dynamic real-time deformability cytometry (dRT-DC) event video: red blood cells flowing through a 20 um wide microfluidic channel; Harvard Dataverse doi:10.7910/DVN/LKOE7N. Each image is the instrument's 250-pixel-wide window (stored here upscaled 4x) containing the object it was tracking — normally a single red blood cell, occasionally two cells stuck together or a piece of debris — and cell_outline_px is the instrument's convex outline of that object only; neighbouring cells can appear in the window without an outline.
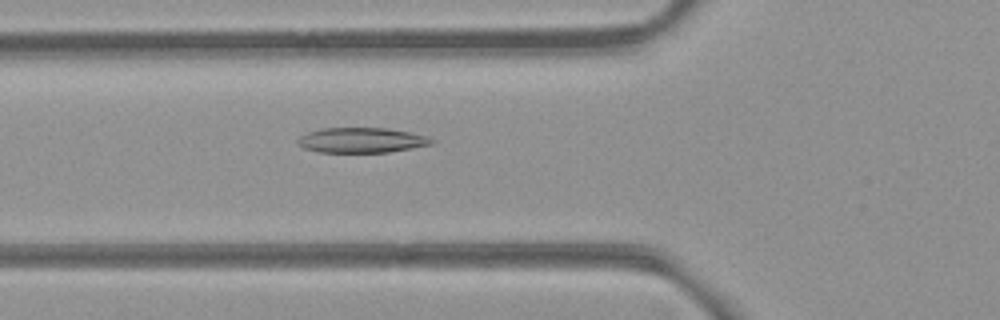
{"species": "common noctule bat (a hibernating species)", "species_latin": "Nyctalus noctula", "temperature_condition": "room temperature", "stored_images_in_passage": 39, "camera_frame_rate_fps": 3000, "um_per_image_px": 0.085, "animal": {"sex": "female", "body_mass_g": 21.9}, "frame": {"image": 1, "passage_image": 10, "time_ms": 3.0, "image_size_px": [1000, 320], "cell_outline_px": [[436, 140], [432, 144], [412, 148], [388, 152], [320, 152], [304, 148], [296, 144], [296, 140], [300, 136], [308, 132], [320, 128], [388, 128], [428, 136]], "centroid_in_image_um": [30.72, 11.91], "position_along_channel_um": 95.1, "area_um2": 19.65}}
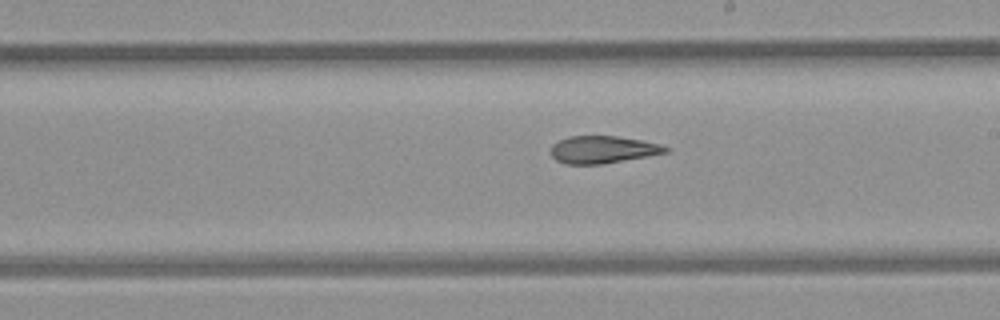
{"frame": {"image": 2, "passage_image": 21, "time_ms": 6.667, "image_size_px": [1000, 320], "cell_outline_px": [[672, 148], [668, 152], [648, 156], [600, 164], [564, 164], [556, 160], [552, 156], [552, 144], [568, 136], [616, 136], [640, 140], [660, 144]], "centroid_in_image_um": [51.25, 12.71], "position_along_channel_um": 237.8, "area_um2": 18.21}}
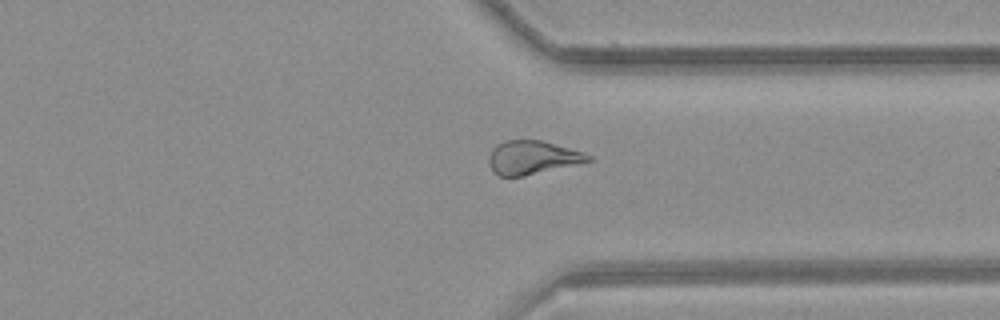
{"frame": {"image": 3, "passage_image": 31, "time_ms": 10.0, "image_size_px": [1000, 320], "cell_outline_px": [[592, 160], [524, 176], [500, 176], [492, 172], [488, 160], [488, 156], [492, 148], [496, 144], [504, 140], [544, 140], [592, 156]], "centroid_in_image_um": [45.17, 13.38], "position_along_channel_um": 366.2, "area_um2": 19.31}, "authors_computed_cell_mechanics": {"area_um2": 19.8832, "velocity_mm_per_s": 3.8649, "shape_relaxation_time_tau1_ms": null, "shape_relaxation_time_tau2_ms": 2.8527, "deformation_change_tau1": null, "deformation_change_tau2": 0.1102}}